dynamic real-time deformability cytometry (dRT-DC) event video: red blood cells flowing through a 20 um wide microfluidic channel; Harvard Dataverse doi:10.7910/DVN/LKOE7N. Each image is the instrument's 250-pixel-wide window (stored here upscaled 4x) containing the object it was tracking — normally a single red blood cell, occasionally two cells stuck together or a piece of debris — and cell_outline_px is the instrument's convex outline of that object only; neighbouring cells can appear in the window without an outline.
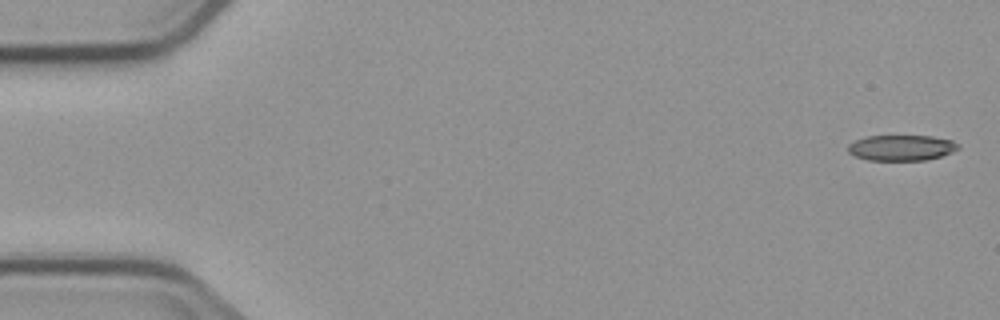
{"species": "common noctule bat (a hibernating species)", "species_latin": "Nyctalus noctula", "temperature_condition": "cold", "stored_images_in_passage": 5, "camera_frame_rate_fps": 3000, "um_per_image_px": 0.085, "animal": {"sex": "male", "body_mass_g": 23.1, "forearm_length_mm": 52.7}, "frame": {"image": 1, "passage_image": 1, "time_ms": 0.0, "image_size_px": [1000, 320], "cell_outline_px": [[960, 148], [952, 152], [940, 156], [924, 160], [868, 160], [856, 156], [848, 152], [848, 144], [856, 140], [868, 136], [932, 136], [952, 140], [960, 144]], "centroid_in_image_um": [76.64, 12.55], "position_along_channel_um": 8.4, "area_um2": 16.42}}
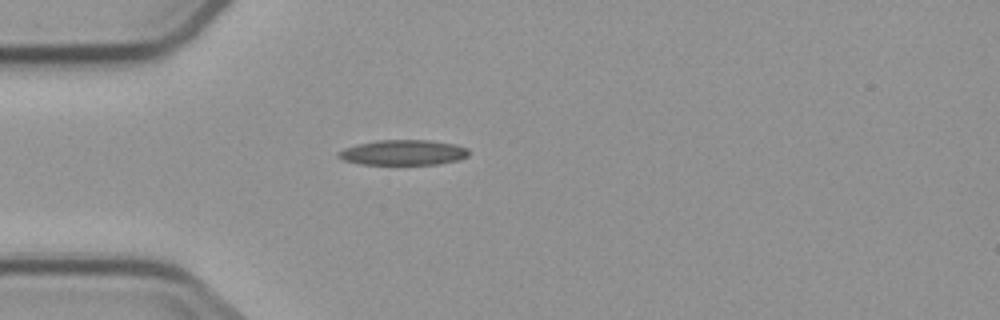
{"frame": {"image": 2, "passage_image": 5, "time_ms": 4.667, "image_size_px": [1000, 320], "cell_outline_px": [[468, 156], [460, 160], [436, 164], [360, 164], [344, 160], [336, 156], [336, 152], [344, 148], [356, 144], [376, 140], [428, 140], [456, 144], [468, 148]], "centroid_in_image_um": [34.26, 12.96], "position_along_channel_um": 50.7, "area_um2": 19.31}}